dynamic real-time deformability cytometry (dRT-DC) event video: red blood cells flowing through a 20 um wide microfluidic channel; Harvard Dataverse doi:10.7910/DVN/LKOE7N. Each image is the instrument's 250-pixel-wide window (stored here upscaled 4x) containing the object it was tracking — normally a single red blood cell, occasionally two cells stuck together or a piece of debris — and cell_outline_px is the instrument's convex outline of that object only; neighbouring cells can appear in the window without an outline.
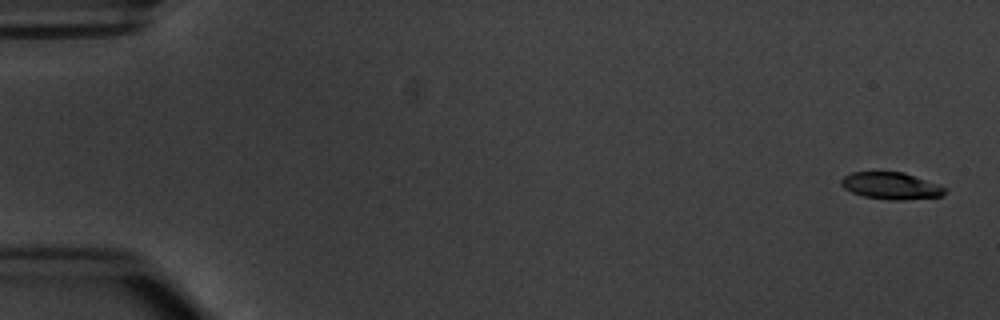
{"species": "common noctule bat (a hibernating species)", "species_latin": "Nyctalus noctula", "temperature_condition": "warm", "stored_images_in_passage": 7, "camera_frame_rate_fps": 3000, "um_per_image_px": 0.085, "animal": {"sex": "male", "body_mass_g": 20.1, "forearm_length_mm": 53.5}, "frame": {"image": 1, "passage_image": 1, "time_ms": 0.0, "image_size_px": [1000, 320], "cell_outline_px": [[944, 196], [904, 200], [888, 200], [864, 196], [852, 192], [844, 188], [840, 184], [840, 180], [844, 176], [852, 172], [904, 172], [944, 188]], "centroid_in_image_um": [75.68, 15.8], "position_along_channel_um": 9.3, "area_um2": 16.01}}
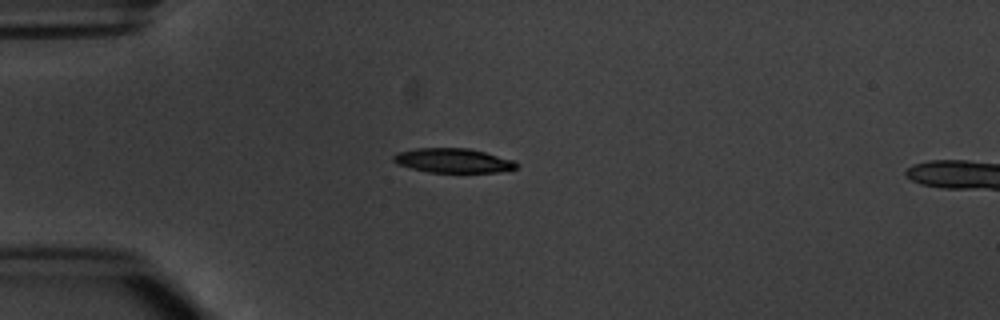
{"frame": {"image": 2, "passage_image": 4, "time_ms": 4.333, "image_size_px": [1000, 320], "cell_outline_px": [[520, 164], [516, 168], [496, 172], [428, 172], [396, 164], [392, 160], [392, 156], [396, 152], [416, 148], [468, 148], [484, 152], [512, 160]], "centroid_in_image_um": [38.46, 13.64], "position_along_channel_um": 46.5, "area_um2": 17.4}}